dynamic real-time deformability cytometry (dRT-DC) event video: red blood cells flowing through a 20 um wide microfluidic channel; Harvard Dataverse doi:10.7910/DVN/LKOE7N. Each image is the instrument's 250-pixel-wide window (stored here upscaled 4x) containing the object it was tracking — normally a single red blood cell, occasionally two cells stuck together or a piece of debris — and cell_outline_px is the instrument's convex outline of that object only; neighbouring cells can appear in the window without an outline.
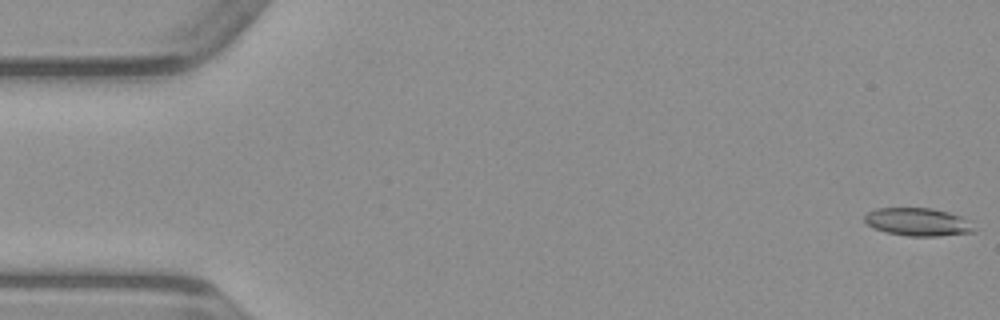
{"species": "common noctule bat (a hibernating species)", "species_latin": "Nyctalus noctula", "temperature_condition": "warm", "stored_images_in_passage": 49, "camera_frame_rate_fps": 3000, "um_per_image_px": 0.085, "animal": {"sex": "male", "body_mass_g": 23.1, "forearm_length_mm": 52.7}, "frame": {"image": 1, "passage_image": 1, "time_ms": 0.0, "image_size_px": [1000, 320], "cell_outline_px": [[976, 232], [936, 236], [908, 236], [884, 232], [872, 228], [864, 220], [864, 216], [868, 212], [876, 208], [932, 208], [948, 212], [960, 216], [968, 220], [976, 228]], "centroid_in_image_um": [78.02, 18.87], "position_along_channel_um": 7.0, "area_um2": 17.98}}
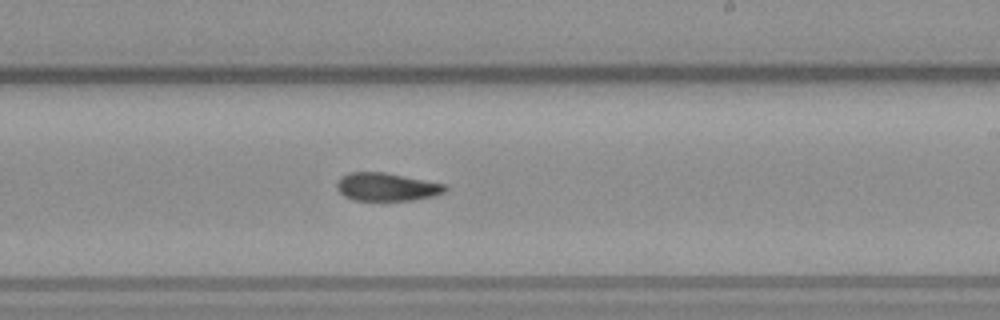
{"frame": {"image": 2, "passage_image": 29, "time_ms": 9.333, "image_size_px": [1000, 320], "cell_outline_px": [[448, 188], [444, 192], [432, 196], [412, 200], [352, 200], [344, 196], [336, 188], [336, 184], [340, 176], [348, 172], [384, 172], [448, 184]], "centroid_in_image_um": [32.85, 15.87], "position_along_channel_um": 256.1, "area_um2": 17.86}}
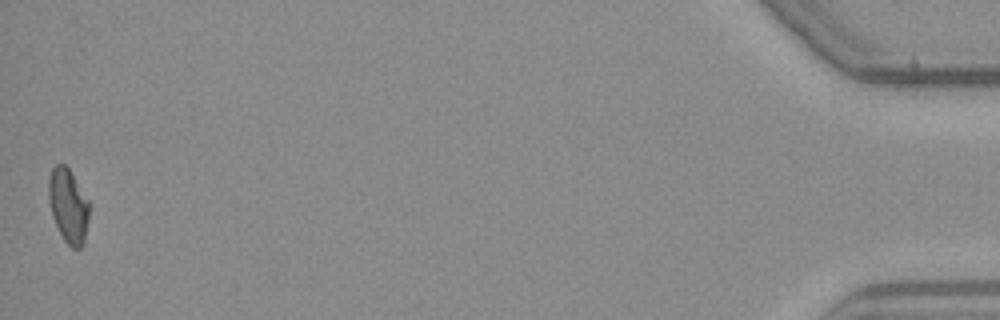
{"frame": {"image": 3, "passage_image": 49, "time_ms": 16.0, "image_size_px": [1000, 320], "cell_outline_px": [[88, 220], [84, 244], [80, 248], [72, 248], [64, 240], [52, 216], [48, 200], [48, 180], [52, 168], [56, 164], [64, 164], [68, 168], [88, 200]], "centroid_in_image_um": [5.78, 17.49], "position_along_channel_um": 429.4, "area_um2": 17.34}}